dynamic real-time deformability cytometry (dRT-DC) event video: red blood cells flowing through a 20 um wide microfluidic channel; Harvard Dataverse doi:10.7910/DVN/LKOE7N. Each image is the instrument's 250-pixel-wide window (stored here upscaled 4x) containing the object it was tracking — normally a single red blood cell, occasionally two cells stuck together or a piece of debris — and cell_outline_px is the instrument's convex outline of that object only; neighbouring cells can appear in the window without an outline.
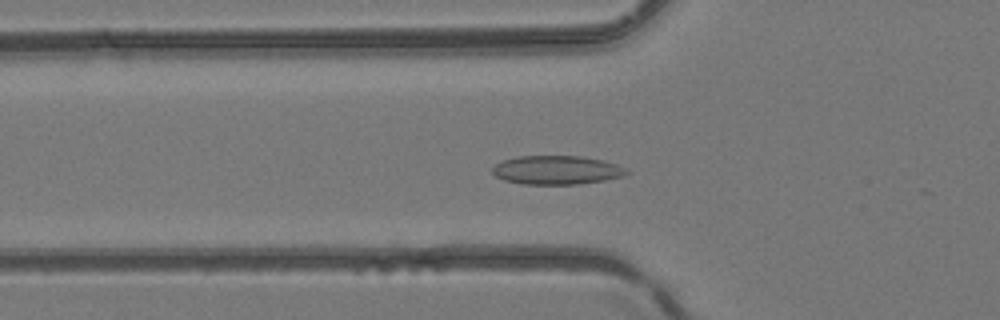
{"species": "common noctule bat (a hibernating species)", "species_latin": "Nyctalus noctula", "temperature_condition": "room temperature", "stored_images_in_passage": 22, "camera_frame_rate_fps": 3000, "um_per_image_px": 0.085, "animal": {"sex": "female", "body_mass_g": 24.6, "forearm_length_mm": 56.2}, "frame": {"image": 1, "passage_image": 15, "time_ms": 4.667, "image_size_px": [1000, 320], "cell_outline_px": [[632, 172], [624, 176], [604, 180], [576, 184], [524, 184], [504, 180], [496, 176], [492, 172], [492, 168], [496, 164], [504, 160], [516, 156], [580, 156], [604, 160], [616, 164]], "centroid_in_image_um": [47.34, 14.45], "position_along_channel_um": 78.5, "area_um2": 22.48}}
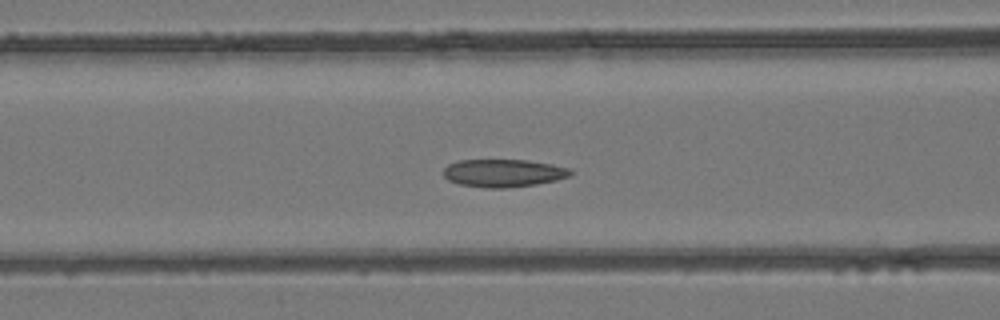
{"frame": {"image": 2, "passage_image": 18, "time_ms": 5.667, "image_size_px": [1000, 320], "cell_outline_px": [[576, 172], [572, 176], [556, 180], [536, 184], [508, 188], [488, 188], [460, 184], [448, 180], [444, 176], [444, 168], [448, 164], [460, 160], [528, 160], [552, 164], [568, 168]], "centroid_in_image_um": [42.84, 14.71], "position_along_channel_um": 123.8, "area_um2": 20.69}}
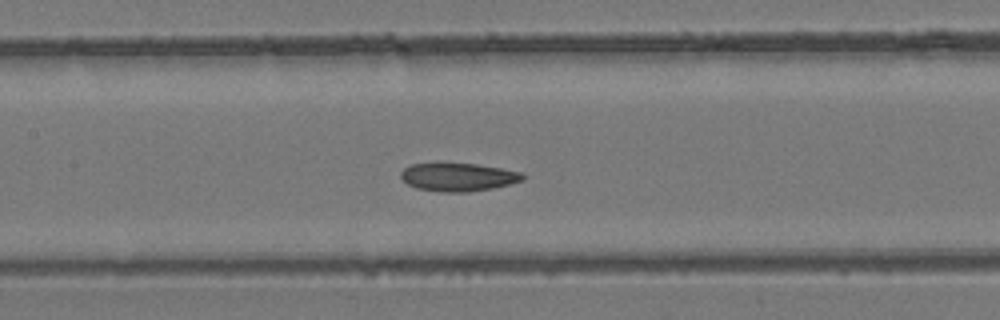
{"frame": {"image": 3, "passage_image": 21, "time_ms": 6.667, "image_size_px": [1000, 320], "cell_outline_px": [[528, 176], [524, 180], [492, 188], [468, 192], [444, 192], [416, 188], [408, 184], [400, 176], [400, 172], [404, 168], [412, 164], [436, 160], [476, 164], [524, 172]], "centroid_in_image_um": [38.93, 15.0], "position_along_channel_um": 168.5, "area_um2": 20.81}}